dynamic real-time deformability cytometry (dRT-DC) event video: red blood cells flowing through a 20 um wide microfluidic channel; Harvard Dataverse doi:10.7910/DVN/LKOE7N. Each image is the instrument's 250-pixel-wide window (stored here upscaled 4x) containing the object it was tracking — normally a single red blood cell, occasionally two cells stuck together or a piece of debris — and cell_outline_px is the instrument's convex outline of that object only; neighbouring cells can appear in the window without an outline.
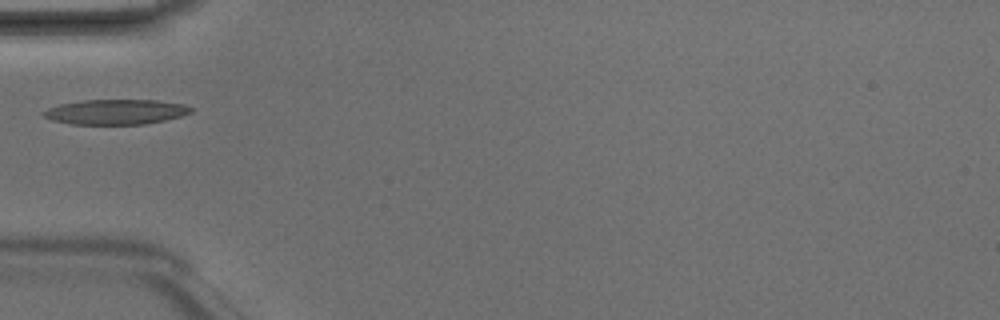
{"species": "Egyptian fruit bat (a non-hibernating species)", "species_latin": "Rousettus aegyptiacus", "temperature_condition": "room temperature", "stored_images_in_passage": 5, "camera_frame_rate_fps": 3000, "um_per_image_px": 0.085, "animal": {"sex": "male"}, "frame": {"image": 1, "passage_image": 4, "time_ms": 1.0, "image_size_px": [1000, 320], "cell_outline_px": [[196, 108], [192, 112], [180, 116], [164, 120], [144, 124], [72, 124], [52, 120], [44, 116], [40, 112], [48, 108], [60, 104], [84, 100], [156, 100], [184, 104]], "centroid_in_image_um": [9.86, 9.5], "position_along_channel_um": 75.1, "area_um2": 21.5}}